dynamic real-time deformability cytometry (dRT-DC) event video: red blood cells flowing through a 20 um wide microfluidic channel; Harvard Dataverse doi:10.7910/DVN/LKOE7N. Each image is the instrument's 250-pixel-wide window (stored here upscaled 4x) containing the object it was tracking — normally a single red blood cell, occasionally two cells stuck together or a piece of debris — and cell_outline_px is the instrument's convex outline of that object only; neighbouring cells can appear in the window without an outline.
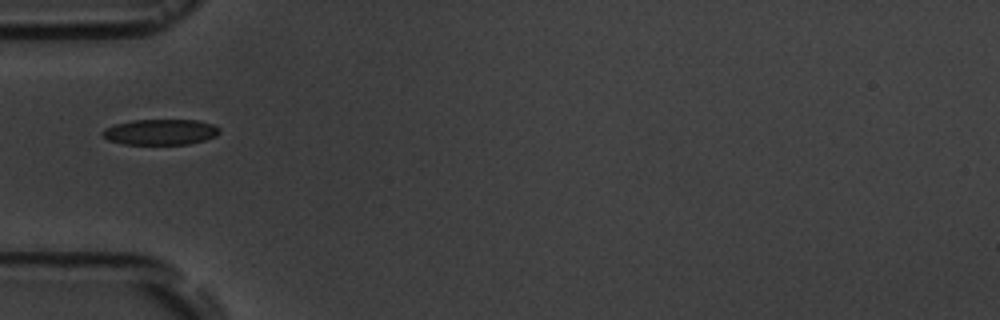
{"species": "common noctule bat (a hibernating species)", "species_latin": "Nyctalus noctula", "temperature_condition": "room temperature", "stored_images_in_passage": 5, "camera_frame_rate_fps": 3000, "um_per_image_px": 0.085, "animal": {"sex": "male", "body_mass_g": 19.5, "forearm_length_mm": 54.6}, "frame": {"image": 1, "passage_image": 4, "time_ms": 4.667, "image_size_px": [1000, 320], "cell_outline_px": [[220, 132], [216, 136], [204, 140], [188, 144], [124, 144], [108, 140], [100, 136], [100, 132], [104, 128], [116, 124], [132, 120], [196, 120], [212, 124], [220, 128]], "centroid_in_image_um": [13.6, 11.22], "position_along_channel_um": 71.4, "area_um2": 17.57}}
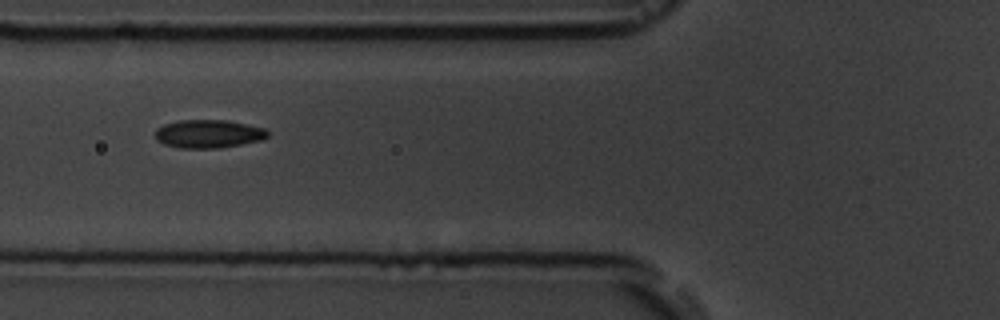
{"frame": {"image": 2, "passage_image": 5, "time_ms": 5.667, "image_size_px": [1000, 320], "cell_outline_px": [[268, 136], [264, 140], [216, 148], [180, 148], [164, 144], [156, 140], [156, 128], [164, 124], [180, 120], [228, 120], [264, 128], [268, 132]], "centroid_in_image_um": [17.71, 11.37], "position_along_channel_um": 108.1, "area_um2": 18.5}}